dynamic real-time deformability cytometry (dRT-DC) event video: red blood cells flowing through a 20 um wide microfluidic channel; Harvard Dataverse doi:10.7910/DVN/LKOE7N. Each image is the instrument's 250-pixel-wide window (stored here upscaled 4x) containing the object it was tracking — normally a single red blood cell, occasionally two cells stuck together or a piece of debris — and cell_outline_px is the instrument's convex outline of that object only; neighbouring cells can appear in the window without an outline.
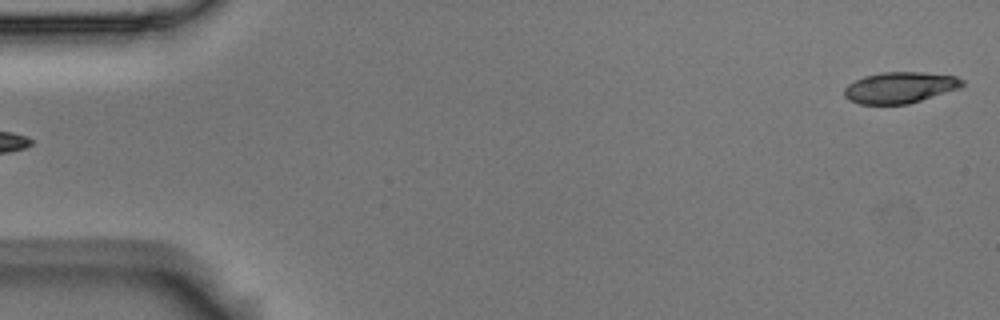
{"species": "Egyptian fruit bat (a non-hibernating species)", "species_latin": "Rousettus aegyptiacus", "temperature_condition": "room temperature", "stored_images_in_passage": 5, "segment_of_instrument_passage": [2, 2], "camera_frame_rate_fps": 3000, "um_per_image_px": 0.085, "animal": {"sex": "male"}, "frame": {"image": 1, "passage_image": 5, "time_ms": 1.333, "image_size_px": [1000, 320], "cell_outline_px": [[964, 84], [960, 88], [908, 104], [860, 104], [848, 100], [844, 96], [844, 88], [848, 84], [864, 76], [880, 72], [924, 72], [956, 76], [964, 80]], "centroid_in_image_um": [76.49, 7.43], "position_along_channel_um": 8.5, "area_um2": 21.5}}